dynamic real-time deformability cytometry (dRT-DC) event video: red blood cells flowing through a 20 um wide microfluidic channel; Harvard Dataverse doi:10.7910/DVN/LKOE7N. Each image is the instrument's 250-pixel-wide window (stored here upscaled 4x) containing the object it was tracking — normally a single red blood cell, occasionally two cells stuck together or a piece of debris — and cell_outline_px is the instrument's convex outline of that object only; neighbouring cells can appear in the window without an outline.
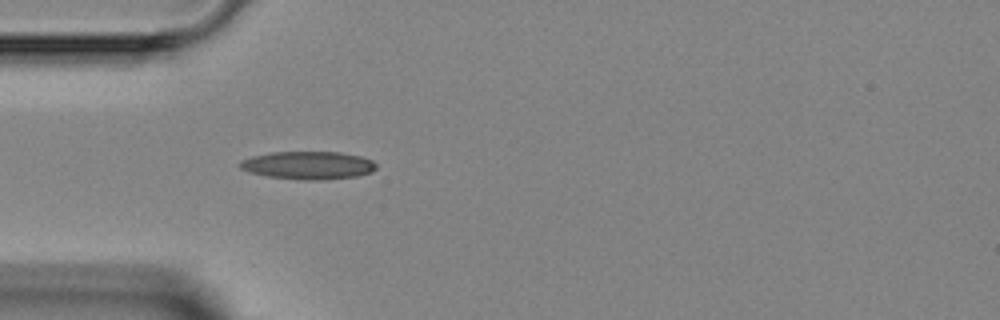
{"species": "Egyptian fruit bat (a non-hibernating species)", "species_latin": "Rousettus aegyptiacus", "temperature_condition": "room temperature", "stored_images_in_passage": 3, "camera_frame_rate_fps": 3000, "um_per_image_px": 0.085, "animal": {"sex": "female"}, "frame": {"image": 1, "passage_image": 3, "time_ms": 6.0, "image_size_px": [1000, 320], "cell_outline_px": [[376, 168], [372, 172], [356, 176], [320, 180], [300, 180], [268, 176], [248, 172], [240, 168], [236, 164], [240, 160], [252, 156], [272, 152], [340, 152], [360, 156], [372, 160], [376, 164]], "centroid_in_image_um": [26.16, 14.05], "position_along_channel_um": 58.8, "area_um2": 22.31}}